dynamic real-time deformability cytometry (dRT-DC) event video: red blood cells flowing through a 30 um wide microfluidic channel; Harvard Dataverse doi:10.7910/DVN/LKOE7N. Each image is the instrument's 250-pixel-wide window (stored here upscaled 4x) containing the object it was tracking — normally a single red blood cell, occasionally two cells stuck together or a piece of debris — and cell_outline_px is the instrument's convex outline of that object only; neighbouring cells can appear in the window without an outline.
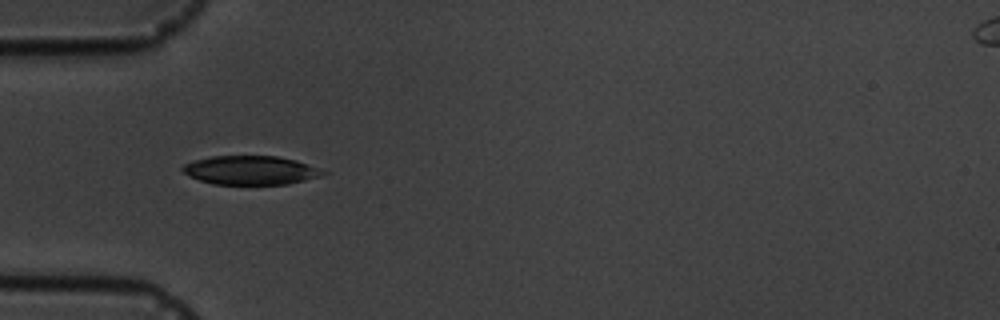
{"species": "common noctule bat (a hibernating species)", "species_latin": "Nyctalus noctula", "temperature_condition": "cold", "stored_images_in_passage": 6, "camera_frame_rate_fps": 3000, "um_per_image_px": 0.085, "animal": {"sex": "male", "body_mass_g": 19.5, "forearm_length_mm": 54.6}, "frame": {"image": 1, "passage_image": 2, "time_ms": 1.0, "image_size_px": [1000, 320], "cell_outline_px": [[328, 172], [320, 176], [288, 184], [212, 184], [188, 176], [180, 168], [184, 164], [196, 160], [212, 156], [276, 156], [296, 160]], "centroid_in_image_um": [21.27, 14.47], "position_along_channel_um": 63.7, "area_um2": 23.41}}
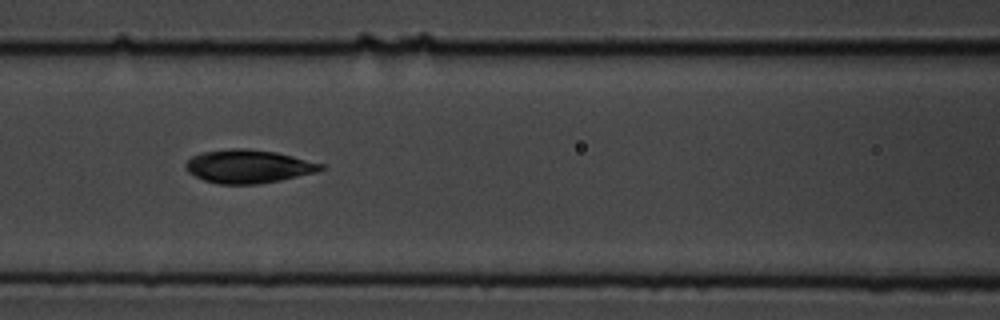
{"frame": {"image": 2, "passage_image": 4, "time_ms": 3.333, "image_size_px": [1000, 320], "cell_outline_px": [[324, 168], [316, 172], [280, 180], [256, 184], [220, 184], [204, 180], [188, 172], [184, 168], [184, 164], [192, 156], [204, 152], [228, 148], [248, 148], [276, 152], [324, 164]], "centroid_in_image_um": [21.08, 14.13], "position_along_channel_um": 145.5, "area_um2": 26.18}}
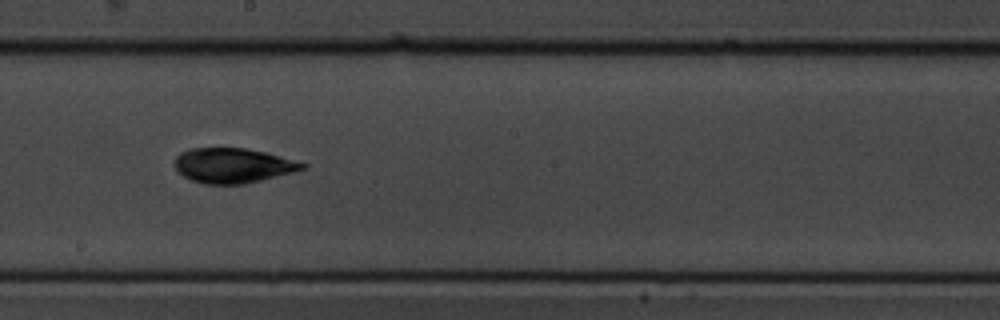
{"frame": {"image": 3, "passage_image": 6, "time_ms": 5.667, "image_size_px": [1000, 320], "cell_outline_px": [[308, 168], [244, 184], [204, 184], [192, 180], [176, 172], [176, 156], [180, 152], [188, 148], [244, 148], [264, 152], [308, 164]], "centroid_in_image_um": [19.77, 14.07], "position_along_channel_um": 228.4, "area_um2": 25.78}}